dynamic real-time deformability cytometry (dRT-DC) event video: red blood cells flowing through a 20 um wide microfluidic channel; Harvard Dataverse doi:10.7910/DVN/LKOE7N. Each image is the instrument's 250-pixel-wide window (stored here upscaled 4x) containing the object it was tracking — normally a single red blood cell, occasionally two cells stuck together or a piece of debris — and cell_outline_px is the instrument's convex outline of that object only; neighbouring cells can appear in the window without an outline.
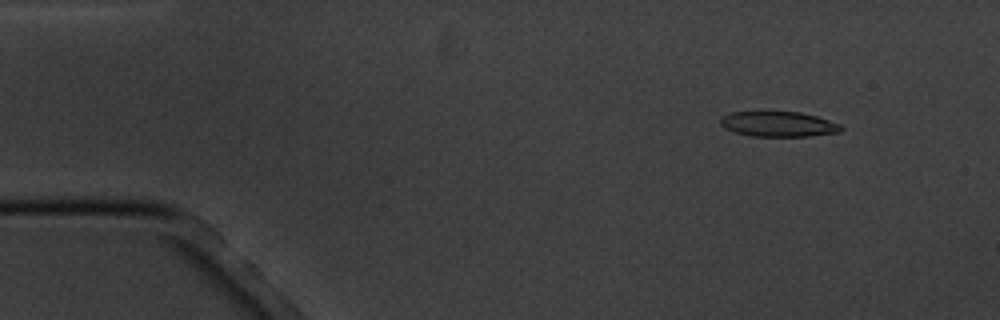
{"species": "common noctule bat (a hibernating species)", "species_latin": "Nyctalus noctula", "temperature_condition": "cold", "stored_images_in_passage": 6, "camera_frame_rate_fps": 3000, "um_per_image_px": 0.085, "animal": {"sex": "male", "body_mass_g": 20.1, "forearm_length_mm": 53.5}, "frame": {"image": 1, "passage_image": 2, "time_ms": 1.333, "image_size_px": [1000, 320], "cell_outline_px": [[844, 128], [840, 132], [808, 136], [752, 136], [732, 132], [724, 128], [720, 124], [720, 120], [724, 116], [732, 112], [800, 112], [816, 116], [840, 124]], "centroid_in_image_um": [66.16, 10.56], "position_along_channel_um": 18.8, "area_um2": 17.63}}